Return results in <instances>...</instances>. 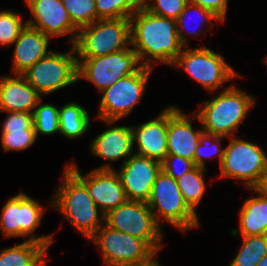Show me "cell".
<instances>
[{"instance_id":"obj_3","label":"cell","mask_w":267,"mask_h":266,"mask_svg":"<svg viewBox=\"0 0 267 266\" xmlns=\"http://www.w3.org/2000/svg\"><path fill=\"white\" fill-rule=\"evenodd\" d=\"M221 91L212 100L202 101L199 111L192 116L200 122L204 132L229 138L236 134L256 98L232 83Z\"/></svg>"},{"instance_id":"obj_16","label":"cell","mask_w":267,"mask_h":266,"mask_svg":"<svg viewBox=\"0 0 267 266\" xmlns=\"http://www.w3.org/2000/svg\"><path fill=\"white\" fill-rule=\"evenodd\" d=\"M31 19L27 25L40 30L45 35L59 37L70 33L69 44L73 45L78 29L73 25L62 0H25Z\"/></svg>"},{"instance_id":"obj_29","label":"cell","mask_w":267,"mask_h":266,"mask_svg":"<svg viewBox=\"0 0 267 266\" xmlns=\"http://www.w3.org/2000/svg\"><path fill=\"white\" fill-rule=\"evenodd\" d=\"M191 12H195V14L201 18H199L200 20L197 21L198 25L195 26V29H191L189 30V26L186 23V18L189 16V13ZM220 21V19L215 16L211 11L204 9L201 6L198 5H194L191 3H187L184 7V10L179 14V17L177 19V27H178V35H179V39L181 41V43L183 44V46L187 47L188 46V39L186 37V35L183 33V29L186 30L185 32L188 35H192V36H200L201 35V27L200 25L203 24H208L210 23L211 27L213 26L212 21ZM188 27V28H187ZM188 30V31H187Z\"/></svg>"},{"instance_id":"obj_20","label":"cell","mask_w":267,"mask_h":266,"mask_svg":"<svg viewBox=\"0 0 267 266\" xmlns=\"http://www.w3.org/2000/svg\"><path fill=\"white\" fill-rule=\"evenodd\" d=\"M49 38L40 30L26 25L13 43L15 46L12 72L22 75L39 59L46 57L51 52L48 50Z\"/></svg>"},{"instance_id":"obj_12","label":"cell","mask_w":267,"mask_h":266,"mask_svg":"<svg viewBox=\"0 0 267 266\" xmlns=\"http://www.w3.org/2000/svg\"><path fill=\"white\" fill-rule=\"evenodd\" d=\"M153 68L143 66L138 72L119 79L102 91L97 119L118 121L130 115L142 99Z\"/></svg>"},{"instance_id":"obj_32","label":"cell","mask_w":267,"mask_h":266,"mask_svg":"<svg viewBox=\"0 0 267 266\" xmlns=\"http://www.w3.org/2000/svg\"><path fill=\"white\" fill-rule=\"evenodd\" d=\"M36 132L34 128L28 129H1L2 147L5 152L22 151L36 142Z\"/></svg>"},{"instance_id":"obj_8","label":"cell","mask_w":267,"mask_h":266,"mask_svg":"<svg viewBox=\"0 0 267 266\" xmlns=\"http://www.w3.org/2000/svg\"><path fill=\"white\" fill-rule=\"evenodd\" d=\"M45 208L37 200L24 192L9 198L2 207L0 215V230L6 238L29 237L30 241L38 242L45 248H49L54 242L53 234H34L41 225Z\"/></svg>"},{"instance_id":"obj_15","label":"cell","mask_w":267,"mask_h":266,"mask_svg":"<svg viewBox=\"0 0 267 266\" xmlns=\"http://www.w3.org/2000/svg\"><path fill=\"white\" fill-rule=\"evenodd\" d=\"M161 170L159 161L137 153L123 162L119 170L115 169L127 199L144 202L148 201L152 186Z\"/></svg>"},{"instance_id":"obj_13","label":"cell","mask_w":267,"mask_h":266,"mask_svg":"<svg viewBox=\"0 0 267 266\" xmlns=\"http://www.w3.org/2000/svg\"><path fill=\"white\" fill-rule=\"evenodd\" d=\"M89 240L100 249L106 266H126L146 260L155 252L144 240L105 224Z\"/></svg>"},{"instance_id":"obj_28","label":"cell","mask_w":267,"mask_h":266,"mask_svg":"<svg viewBox=\"0 0 267 266\" xmlns=\"http://www.w3.org/2000/svg\"><path fill=\"white\" fill-rule=\"evenodd\" d=\"M42 98L37 102L33 112V125L38 135H52L60 133L59 130V108L50 103H43ZM41 103V104H40Z\"/></svg>"},{"instance_id":"obj_33","label":"cell","mask_w":267,"mask_h":266,"mask_svg":"<svg viewBox=\"0 0 267 266\" xmlns=\"http://www.w3.org/2000/svg\"><path fill=\"white\" fill-rule=\"evenodd\" d=\"M26 25L27 21H23V18L14 11H0V45L13 44Z\"/></svg>"},{"instance_id":"obj_2","label":"cell","mask_w":267,"mask_h":266,"mask_svg":"<svg viewBox=\"0 0 267 266\" xmlns=\"http://www.w3.org/2000/svg\"><path fill=\"white\" fill-rule=\"evenodd\" d=\"M62 175L49 205L89 240L104 224L105 214L91 198L86 185L67 166Z\"/></svg>"},{"instance_id":"obj_21","label":"cell","mask_w":267,"mask_h":266,"mask_svg":"<svg viewBox=\"0 0 267 266\" xmlns=\"http://www.w3.org/2000/svg\"><path fill=\"white\" fill-rule=\"evenodd\" d=\"M41 98L22 75L0 77V111L33 113Z\"/></svg>"},{"instance_id":"obj_35","label":"cell","mask_w":267,"mask_h":266,"mask_svg":"<svg viewBox=\"0 0 267 266\" xmlns=\"http://www.w3.org/2000/svg\"><path fill=\"white\" fill-rule=\"evenodd\" d=\"M195 167L194 161L168 154L161 162V169L177 180Z\"/></svg>"},{"instance_id":"obj_23","label":"cell","mask_w":267,"mask_h":266,"mask_svg":"<svg viewBox=\"0 0 267 266\" xmlns=\"http://www.w3.org/2000/svg\"><path fill=\"white\" fill-rule=\"evenodd\" d=\"M91 123L88 110L79 103L69 102L59 108L60 134L67 139L83 136Z\"/></svg>"},{"instance_id":"obj_34","label":"cell","mask_w":267,"mask_h":266,"mask_svg":"<svg viewBox=\"0 0 267 266\" xmlns=\"http://www.w3.org/2000/svg\"><path fill=\"white\" fill-rule=\"evenodd\" d=\"M187 0H143V7L150 13L177 20Z\"/></svg>"},{"instance_id":"obj_5","label":"cell","mask_w":267,"mask_h":266,"mask_svg":"<svg viewBox=\"0 0 267 266\" xmlns=\"http://www.w3.org/2000/svg\"><path fill=\"white\" fill-rule=\"evenodd\" d=\"M229 139L219 166L220 177L238 179L247 189L261 188L267 175V153L255 141L235 135Z\"/></svg>"},{"instance_id":"obj_41","label":"cell","mask_w":267,"mask_h":266,"mask_svg":"<svg viewBox=\"0 0 267 266\" xmlns=\"http://www.w3.org/2000/svg\"><path fill=\"white\" fill-rule=\"evenodd\" d=\"M261 188H263L267 192V175H266L265 181L263 183V186Z\"/></svg>"},{"instance_id":"obj_39","label":"cell","mask_w":267,"mask_h":266,"mask_svg":"<svg viewBox=\"0 0 267 266\" xmlns=\"http://www.w3.org/2000/svg\"><path fill=\"white\" fill-rule=\"evenodd\" d=\"M49 248H45L29 265L27 266H45L48 262L46 259L47 257V250Z\"/></svg>"},{"instance_id":"obj_11","label":"cell","mask_w":267,"mask_h":266,"mask_svg":"<svg viewBox=\"0 0 267 266\" xmlns=\"http://www.w3.org/2000/svg\"><path fill=\"white\" fill-rule=\"evenodd\" d=\"M77 62L78 80H88L99 92L143 67L137 52L131 46L105 56L77 58Z\"/></svg>"},{"instance_id":"obj_4","label":"cell","mask_w":267,"mask_h":266,"mask_svg":"<svg viewBox=\"0 0 267 266\" xmlns=\"http://www.w3.org/2000/svg\"><path fill=\"white\" fill-rule=\"evenodd\" d=\"M76 58L109 55L131 46L130 19H99L78 29L73 43Z\"/></svg>"},{"instance_id":"obj_38","label":"cell","mask_w":267,"mask_h":266,"mask_svg":"<svg viewBox=\"0 0 267 266\" xmlns=\"http://www.w3.org/2000/svg\"><path fill=\"white\" fill-rule=\"evenodd\" d=\"M158 251H155L151 256H149L146 260L132 263L126 266H161L158 260H156V255Z\"/></svg>"},{"instance_id":"obj_10","label":"cell","mask_w":267,"mask_h":266,"mask_svg":"<svg viewBox=\"0 0 267 266\" xmlns=\"http://www.w3.org/2000/svg\"><path fill=\"white\" fill-rule=\"evenodd\" d=\"M104 224L144 240L154 251H160L164 233L147 202L126 200L105 214Z\"/></svg>"},{"instance_id":"obj_17","label":"cell","mask_w":267,"mask_h":266,"mask_svg":"<svg viewBox=\"0 0 267 266\" xmlns=\"http://www.w3.org/2000/svg\"><path fill=\"white\" fill-rule=\"evenodd\" d=\"M192 116L184 114L176 106H167V150L173 154L194 161L200 135L204 131L193 129Z\"/></svg>"},{"instance_id":"obj_6","label":"cell","mask_w":267,"mask_h":266,"mask_svg":"<svg viewBox=\"0 0 267 266\" xmlns=\"http://www.w3.org/2000/svg\"><path fill=\"white\" fill-rule=\"evenodd\" d=\"M147 204L160 226L163 218L184 233L199 227L198 215L185 202L177 181L163 170L157 175Z\"/></svg>"},{"instance_id":"obj_9","label":"cell","mask_w":267,"mask_h":266,"mask_svg":"<svg viewBox=\"0 0 267 266\" xmlns=\"http://www.w3.org/2000/svg\"><path fill=\"white\" fill-rule=\"evenodd\" d=\"M70 46L64 53L52 50L22 74L42 98L79 81L75 50Z\"/></svg>"},{"instance_id":"obj_31","label":"cell","mask_w":267,"mask_h":266,"mask_svg":"<svg viewBox=\"0 0 267 266\" xmlns=\"http://www.w3.org/2000/svg\"><path fill=\"white\" fill-rule=\"evenodd\" d=\"M224 138L226 137L203 131L200 135V141L194 155L195 166L207 168L205 160L211 158L213 155L218 156L220 166L225 150V148L221 147V141L224 140Z\"/></svg>"},{"instance_id":"obj_37","label":"cell","mask_w":267,"mask_h":266,"mask_svg":"<svg viewBox=\"0 0 267 266\" xmlns=\"http://www.w3.org/2000/svg\"><path fill=\"white\" fill-rule=\"evenodd\" d=\"M187 2L211 11L224 23L228 11V0H187Z\"/></svg>"},{"instance_id":"obj_26","label":"cell","mask_w":267,"mask_h":266,"mask_svg":"<svg viewBox=\"0 0 267 266\" xmlns=\"http://www.w3.org/2000/svg\"><path fill=\"white\" fill-rule=\"evenodd\" d=\"M240 247L229 266H257L267 255V234L245 236Z\"/></svg>"},{"instance_id":"obj_27","label":"cell","mask_w":267,"mask_h":266,"mask_svg":"<svg viewBox=\"0 0 267 266\" xmlns=\"http://www.w3.org/2000/svg\"><path fill=\"white\" fill-rule=\"evenodd\" d=\"M97 20L129 19L143 6V0H95Z\"/></svg>"},{"instance_id":"obj_24","label":"cell","mask_w":267,"mask_h":266,"mask_svg":"<svg viewBox=\"0 0 267 266\" xmlns=\"http://www.w3.org/2000/svg\"><path fill=\"white\" fill-rule=\"evenodd\" d=\"M205 171L206 168L195 166L176 180L185 202L194 212L207 189Z\"/></svg>"},{"instance_id":"obj_22","label":"cell","mask_w":267,"mask_h":266,"mask_svg":"<svg viewBox=\"0 0 267 266\" xmlns=\"http://www.w3.org/2000/svg\"><path fill=\"white\" fill-rule=\"evenodd\" d=\"M258 196L248 198L239 212L240 231H231L233 236L241 232V236L267 234V192L263 188H249Z\"/></svg>"},{"instance_id":"obj_42","label":"cell","mask_w":267,"mask_h":266,"mask_svg":"<svg viewBox=\"0 0 267 266\" xmlns=\"http://www.w3.org/2000/svg\"><path fill=\"white\" fill-rule=\"evenodd\" d=\"M264 62H266V65H267V56L265 57Z\"/></svg>"},{"instance_id":"obj_7","label":"cell","mask_w":267,"mask_h":266,"mask_svg":"<svg viewBox=\"0 0 267 266\" xmlns=\"http://www.w3.org/2000/svg\"><path fill=\"white\" fill-rule=\"evenodd\" d=\"M171 67L182 68L204 89L212 93L228 81L240 77L220 53L206 46L193 49L185 46Z\"/></svg>"},{"instance_id":"obj_18","label":"cell","mask_w":267,"mask_h":266,"mask_svg":"<svg viewBox=\"0 0 267 266\" xmlns=\"http://www.w3.org/2000/svg\"><path fill=\"white\" fill-rule=\"evenodd\" d=\"M156 118L137 126H131L133 147L137 143L139 155L147 156L160 163L168 155L167 150V107Z\"/></svg>"},{"instance_id":"obj_14","label":"cell","mask_w":267,"mask_h":266,"mask_svg":"<svg viewBox=\"0 0 267 266\" xmlns=\"http://www.w3.org/2000/svg\"><path fill=\"white\" fill-rule=\"evenodd\" d=\"M66 166L86 185L91 198L104 214L127 200L119 175L112 165H101L86 175H81L76 163Z\"/></svg>"},{"instance_id":"obj_25","label":"cell","mask_w":267,"mask_h":266,"mask_svg":"<svg viewBox=\"0 0 267 266\" xmlns=\"http://www.w3.org/2000/svg\"><path fill=\"white\" fill-rule=\"evenodd\" d=\"M45 247L34 241L25 240L0 251V266H27Z\"/></svg>"},{"instance_id":"obj_30","label":"cell","mask_w":267,"mask_h":266,"mask_svg":"<svg viewBox=\"0 0 267 266\" xmlns=\"http://www.w3.org/2000/svg\"><path fill=\"white\" fill-rule=\"evenodd\" d=\"M73 25L80 29L97 20L95 0H62Z\"/></svg>"},{"instance_id":"obj_40","label":"cell","mask_w":267,"mask_h":266,"mask_svg":"<svg viewBox=\"0 0 267 266\" xmlns=\"http://www.w3.org/2000/svg\"><path fill=\"white\" fill-rule=\"evenodd\" d=\"M257 266H267V255H265L261 261L257 264Z\"/></svg>"},{"instance_id":"obj_1","label":"cell","mask_w":267,"mask_h":266,"mask_svg":"<svg viewBox=\"0 0 267 266\" xmlns=\"http://www.w3.org/2000/svg\"><path fill=\"white\" fill-rule=\"evenodd\" d=\"M129 19L131 47L141 64L150 68L155 62L172 66L184 48L177 20L154 15L143 6Z\"/></svg>"},{"instance_id":"obj_19","label":"cell","mask_w":267,"mask_h":266,"mask_svg":"<svg viewBox=\"0 0 267 266\" xmlns=\"http://www.w3.org/2000/svg\"><path fill=\"white\" fill-rule=\"evenodd\" d=\"M104 122L109 128L90 142L91 153L107 161L114 162L124 158L125 162L134 154L131 126H117L114 124L117 121L113 120Z\"/></svg>"},{"instance_id":"obj_36","label":"cell","mask_w":267,"mask_h":266,"mask_svg":"<svg viewBox=\"0 0 267 266\" xmlns=\"http://www.w3.org/2000/svg\"><path fill=\"white\" fill-rule=\"evenodd\" d=\"M8 115L1 123L2 129H28L34 128L33 113L6 112Z\"/></svg>"}]
</instances>
